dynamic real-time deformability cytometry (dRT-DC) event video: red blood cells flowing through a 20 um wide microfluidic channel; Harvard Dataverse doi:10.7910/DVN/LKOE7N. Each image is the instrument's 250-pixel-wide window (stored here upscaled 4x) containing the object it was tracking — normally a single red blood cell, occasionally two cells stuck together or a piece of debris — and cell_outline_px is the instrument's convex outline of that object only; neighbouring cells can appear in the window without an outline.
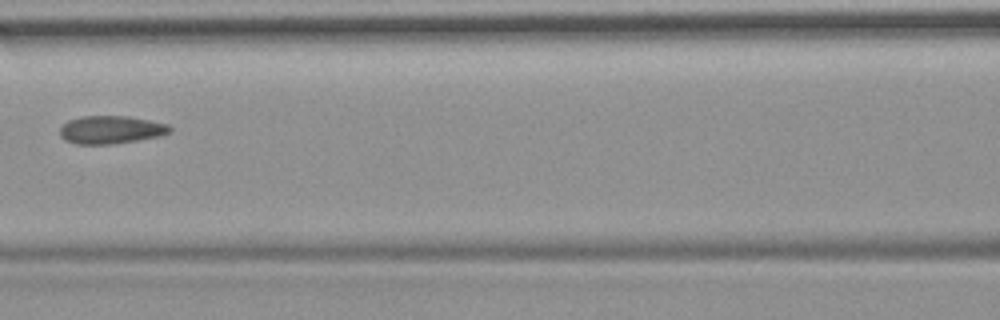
{"species": "common noctule bat (a hibernating species)", "species_latin": "Nyctalus noctula", "temperature_condition": "room temperature", "stored_images_in_passage": 7, "camera_frame_rate_fps": 3000, "um_per_image_px": 0.085, "animal": {"sex": "female", "body_mass_g": 19.9}, "frame": {"image": 1, "passage_image": 5, "time_ms": 4.667, "image_size_px": [1000, 320], "cell_outline_px": [[172, 132], [160, 136], [112, 144], [76, 144], [64, 140], [60, 136], [60, 128], [68, 120], [80, 116], [128, 116], [168, 124], [172, 128]], "centroid_in_image_um": [9.42, 11.03], "position_along_channel_um": 157.2, "area_um2": 17.98}}
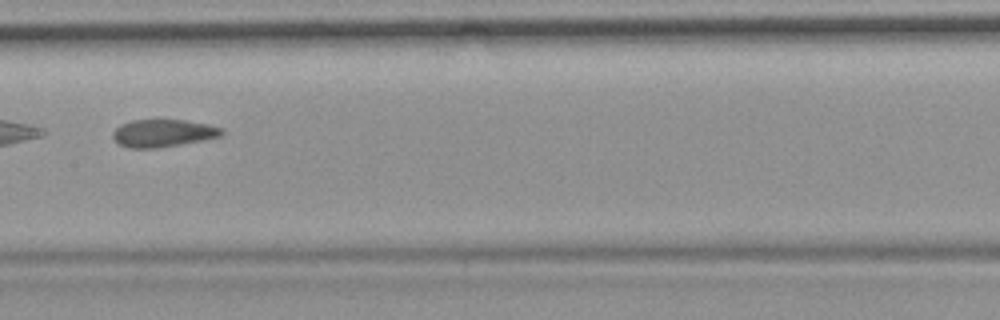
{"frame": {"image": 2, "passage_image": 6, "time_ms": 5.667, "image_size_px": [1000, 320], "cell_outline_px": [[224, 132], [220, 136], [180, 144], [156, 148], [128, 148], [120, 144], [112, 136], [112, 132], [120, 124], [132, 120], [184, 120], [208, 124], [224, 128]], "centroid_in_image_um": [13.85, 11.31], "position_along_channel_um": 193.6, "area_um2": 17.34}}